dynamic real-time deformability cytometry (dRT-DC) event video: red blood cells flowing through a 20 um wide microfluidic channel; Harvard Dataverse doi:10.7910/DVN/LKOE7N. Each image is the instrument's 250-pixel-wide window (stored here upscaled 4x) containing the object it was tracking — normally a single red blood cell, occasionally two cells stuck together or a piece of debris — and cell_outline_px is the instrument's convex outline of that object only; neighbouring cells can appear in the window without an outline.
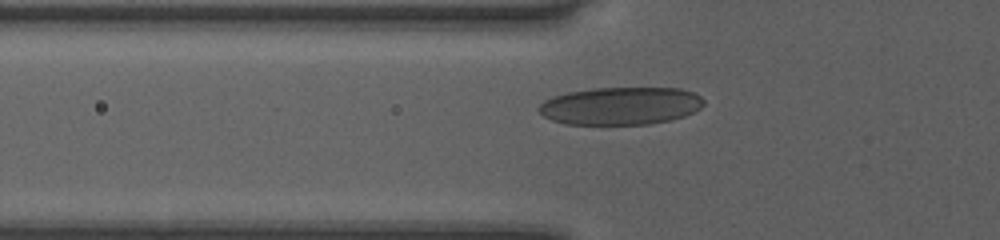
{"species": "human", "species_latin": "Homo sapiens", "temperature_condition": "room temperature", "stored_images_in_passage": 41, "camera_frame_rate_fps": 3000, "um_per_image_px": 0.085, "donor": {"sex": "female"}, "frame": {"image": 1, "passage_image": 9, "time_ms": 2.667, "image_size_px": [1000, 240], "cell_outline_px": [[704, 104], [700, 108], [684, 116], [672, 120], [648, 124], [564, 124], [552, 120], [544, 116], [536, 108], [544, 100], [552, 96], [568, 92], [592, 88], [680, 88], [692, 92], [700, 96], [704, 100]], "centroid_in_image_um": [52.73, 9.0], "position_along_channel_um": 73.1, "area_um2": 36.36}}
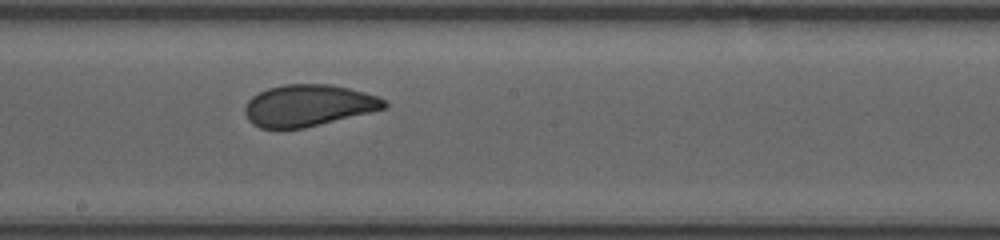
{"frame": {"image": 2, "passage_image": 20, "time_ms": 6.333, "image_size_px": [1000, 240], "cell_outline_px": [[388, 108], [304, 128], [260, 128], [252, 124], [248, 120], [244, 112], [244, 108], [248, 100], [252, 96], [268, 88], [284, 84], [332, 84], [380, 96], [388, 100]], "centroid_in_image_um": [26.24, 8.96], "position_along_channel_um": 222.0, "area_um2": 34.04}}
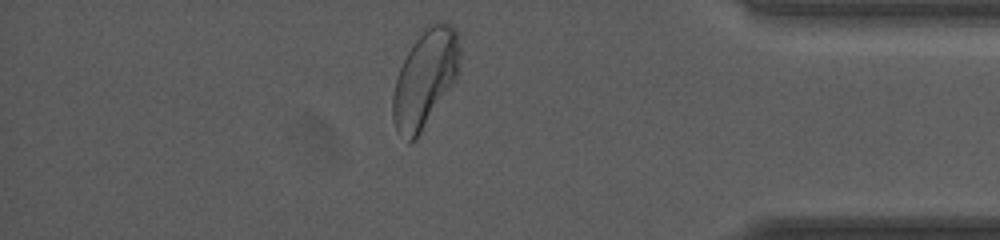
{"frame": {"image": 3, "passage_image": 35, "time_ms": 11.333, "image_size_px": [1000, 240], "cell_outline_px": [[460, 72], [420, 132], [408, 144], [396, 132], [392, 120], [392, 96], [396, 80], [400, 68], [416, 32], [424, 24], [436, 20], [440, 20], [452, 24], [456, 28], [460, 48]], "centroid_in_image_um": [36.12, 6.55], "position_along_channel_um": 399.1, "area_um2": 38.73}, "authors_computed_cell_mechanics": {"area_um2": 35.836, "velocity_mm_per_s": 4.0546, "shape_relaxation_time_tau1_ms": 4.0228, "shape_relaxation_time_tau2_ms": null, "deformation_change_tau1": 0.125, "deformation_change_tau2": null}}